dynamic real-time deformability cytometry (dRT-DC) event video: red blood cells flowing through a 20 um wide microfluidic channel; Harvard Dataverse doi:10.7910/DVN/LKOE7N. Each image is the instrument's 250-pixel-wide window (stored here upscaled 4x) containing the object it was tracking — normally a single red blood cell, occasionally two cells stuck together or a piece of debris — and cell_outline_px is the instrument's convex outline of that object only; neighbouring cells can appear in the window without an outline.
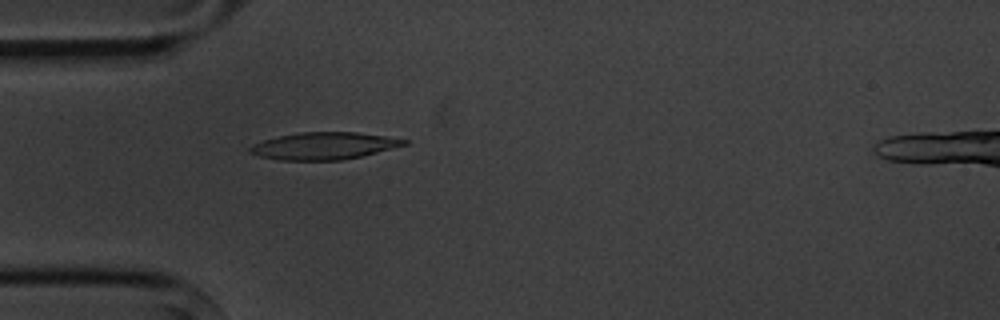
{"species": "common noctule bat (a hibernating species)", "species_latin": "Nyctalus noctula", "temperature_condition": "cold", "stored_images_in_passage": 2, "camera_frame_rate_fps": 3000, "um_per_image_px": 0.085, "animal": {"sex": "male", "body_mass_g": 20.1, "forearm_length_mm": 53.5}, "frame": {"image": 1, "passage_image": 2, "time_ms": 1.333, "image_size_px": [1000, 320], "cell_outline_px": [[408, 144], [360, 156], [340, 160], [280, 160], [260, 156], [248, 152], [248, 148], [252, 144], [264, 140], [280, 136], [300, 132], [356, 132], [384, 136], [408, 140]], "centroid_in_image_um": [27.5, 12.4], "position_along_channel_um": 57.5, "area_um2": 24.1}}